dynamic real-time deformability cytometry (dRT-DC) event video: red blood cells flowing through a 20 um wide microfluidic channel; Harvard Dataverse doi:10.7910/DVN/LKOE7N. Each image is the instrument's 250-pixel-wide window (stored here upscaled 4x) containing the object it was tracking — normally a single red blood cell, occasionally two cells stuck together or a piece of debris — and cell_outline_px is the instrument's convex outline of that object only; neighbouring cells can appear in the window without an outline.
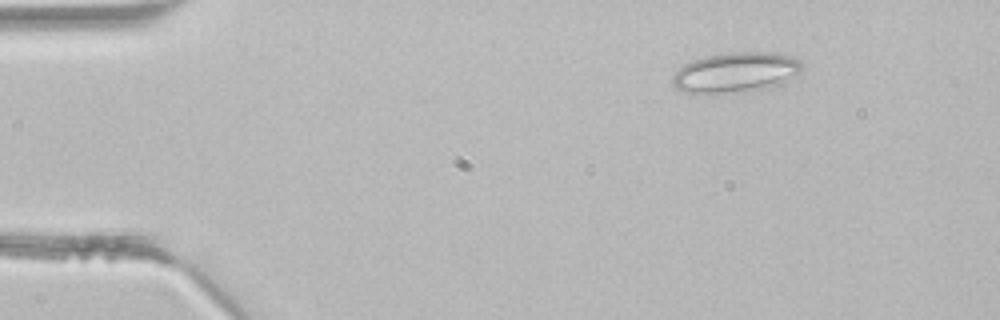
{"species": "common noctule bat (a hibernating species)", "species_latin": "Nyctalus noctula", "temperature_condition": "room temperature", "stored_images_in_passage": 3, "camera_frame_rate_fps": 3000, "um_per_image_px": 0.085, "animal": {"sex": "male", "body_mass_g": 21.5, "forearm_length_mm": 52.0}, "frame": {"image": 1, "passage_image": 1, "time_ms": 0.0, "image_size_px": [1000, 320], "cell_outline_px": [[800, 72], [788, 84], [764, 88], [724, 92], [684, 92], [676, 88], [672, 84], [672, 76], [684, 64], [692, 60], [704, 56], [728, 52], [776, 52], [800, 60]], "centroid_in_image_um": [62.57, 6.13], "position_along_channel_um": 22.4, "area_um2": 30.17}}